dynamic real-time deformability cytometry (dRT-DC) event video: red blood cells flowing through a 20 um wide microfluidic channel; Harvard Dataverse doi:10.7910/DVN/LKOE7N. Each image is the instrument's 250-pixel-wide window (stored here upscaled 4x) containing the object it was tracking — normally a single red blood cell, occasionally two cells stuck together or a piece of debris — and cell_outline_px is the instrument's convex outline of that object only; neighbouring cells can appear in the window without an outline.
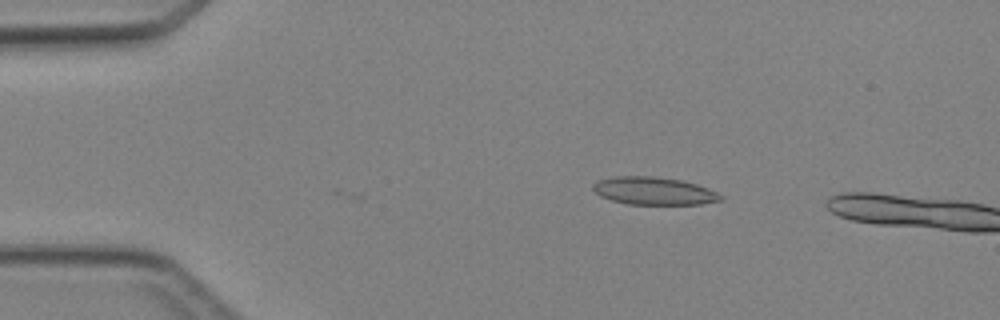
{"species": "Egyptian fruit bat (a non-hibernating species)", "species_latin": "Rousettus aegyptiacus", "temperature_condition": "cold", "stored_images_in_passage": 5, "camera_frame_rate_fps": 3000, "um_per_image_px": 0.085, "animal": {"sex": "female"}, "frame": {"image": 1, "passage_image": 3, "time_ms": 3.333, "image_size_px": [1000, 320], "cell_outline_px": [[724, 200], [700, 204], [628, 204], [612, 200], [600, 196], [592, 188], [592, 184], [596, 180], [616, 176], [652, 176], [680, 180], [696, 184], [708, 188], [724, 196]], "centroid_in_image_um": [55.57, 16.23], "position_along_channel_um": 29.4, "area_um2": 20.63}}